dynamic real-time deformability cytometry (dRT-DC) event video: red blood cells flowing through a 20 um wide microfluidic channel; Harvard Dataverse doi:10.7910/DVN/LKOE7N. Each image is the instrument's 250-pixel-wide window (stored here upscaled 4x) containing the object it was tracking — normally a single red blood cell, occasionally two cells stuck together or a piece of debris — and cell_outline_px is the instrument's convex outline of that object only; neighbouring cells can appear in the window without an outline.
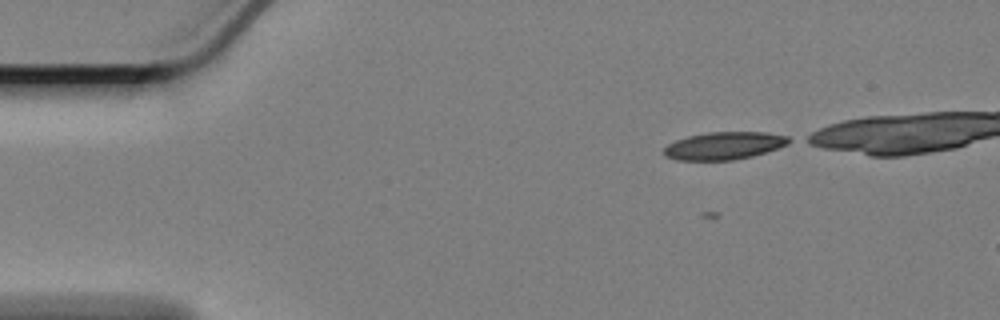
{"species": "Egyptian fruit bat (a non-hibernating species)", "species_latin": "Rousettus aegyptiacus", "temperature_condition": "cold", "stored_images_in_passage": 11, "camera_frame_rate_fps": 3000, "um_per_image_px": 0.085, "animal": {"sex": "female"}, "frame": {"image": 1, "passage_image": 2, "time_ms": 0.333, "image_size_px": [1000, 320], "cell_outline_px": [[796, 140], [788, 144], [752, 156], [732, 160], [676, 160], [668, 156], [664, 152], [664, 148], [668, 144], [676, 140], [688, 136], [708, 132], [764, 132], [788, 136]], "centroid_in_image_um": [61.59, 12.37], "position_along_channel_um": 23.4, "area_um2": 20.0}}